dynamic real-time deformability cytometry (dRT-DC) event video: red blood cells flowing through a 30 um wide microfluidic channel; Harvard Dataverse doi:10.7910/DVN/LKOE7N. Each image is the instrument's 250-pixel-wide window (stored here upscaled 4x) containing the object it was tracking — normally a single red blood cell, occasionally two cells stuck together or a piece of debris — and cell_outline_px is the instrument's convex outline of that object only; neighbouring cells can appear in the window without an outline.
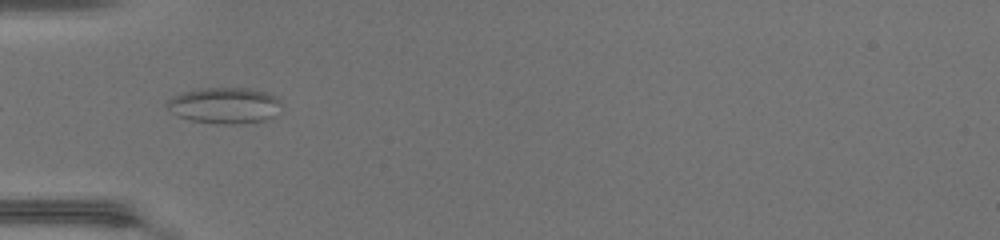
{"species": "common noctule bat (a hibernating species)", "species_latin": "Nyctalus noctula", "temperature_condition": "warm", "stored_images_in_passage": 34, "camera_frame_rate_fps": 3000, "um_per_image_px": 0.085, "animal": {"sex": "female", "body_mass_g": 17.0, "forearm_length_mm": 48.0}, "frame": {"image": 1, "passage_image": 2, "time_ms": 0.333, "image_size_px": [1000, 240], "cell_outline_px": [[280, 104], [272, 116], [264, 120], [240, 124], [216, 124], [192, 120], [180, 116], [172, 112], [164, 104], [172, 96], [180, 92], [196, 88], [248, 88], [268, 92], [280, 96]], "centroid_in_image_um": [19.06, 8.94], "position_along_channel_um": 65.9, "area_um2": 24.22}}
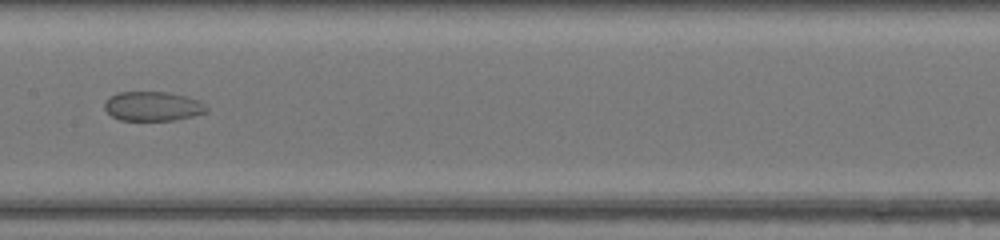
{"frame": {"image": 2, "passage_image": 11, "time_ms": 3.333, "image_size_px": [1000, 240], "cell_outline_px": [[208, 112], [192, 116], [172, 120], [120, 120], [112, 116], [104, 108], [104, 104], [116, 92], [164, 92], [184, 96], [200, 100], [208, 108]], "centroid_in_image_um": [13.0, 9.03], "position_along_channel_um": 194.4, "area_um2": 17.28}}
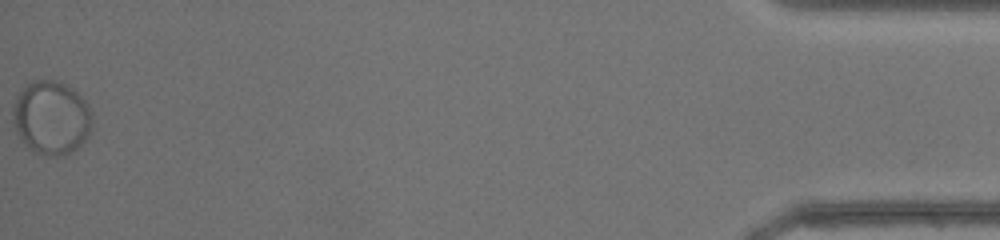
{"frame": {"image": 3, "passage_image": 34, "time_ms": 11.0, "image_size_px": [1000, 240], "cell_outline_px": [[92, 128], [88, 136], [72, 152], [60, 156], [56, 156], [32, 152], [24, 144], [16, 128], [12, 116], [12, 108], [20, 92], [32, 80], [52, 80], [64, 84], [72, 88], [88, 104], [92, 112]], "centroid_in_image_um": [4.38, 10.01], "position_along_channel_um": 430.8, "area_um2": 33.87}}